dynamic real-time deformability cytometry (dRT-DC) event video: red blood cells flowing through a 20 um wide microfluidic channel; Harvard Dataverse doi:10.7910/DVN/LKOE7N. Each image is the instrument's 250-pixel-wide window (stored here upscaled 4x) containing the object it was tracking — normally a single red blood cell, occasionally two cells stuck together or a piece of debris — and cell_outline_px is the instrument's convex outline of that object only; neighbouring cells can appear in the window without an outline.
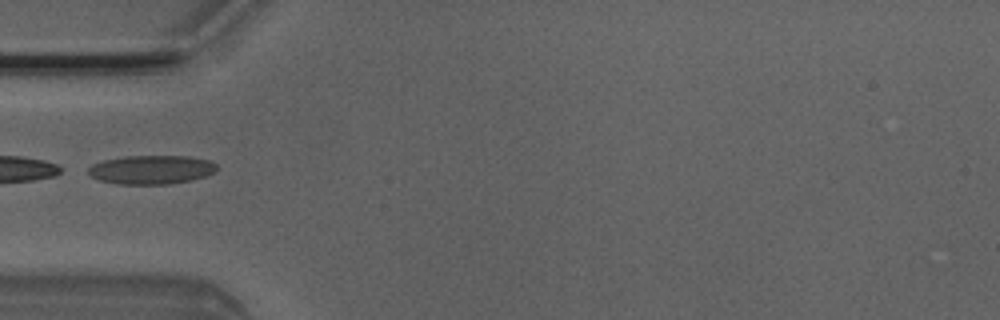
{"species": "Egyptian fruit bat (a non-hibernating species)", "species_latin": "Rousettus aegyptiacus", "temperature_condition": "room temperature", "stored_images_in_passage": 3, "camera_frame_rate_fps": 3000, "um_per_image_px": 0.085, "animal": {"sex": "male"}, "frame": {"image": 1, "passage_image": 2, "time_ms": 0.333, "image_size_px": [1000, 320], "cell_outline_px": [[216, 172], [192, 180], [168, 184], [116, 184], [100, 180], [92, 176], [88, 172], [88, 168], [92, 164], [104, 160], [124, 156], [188, 156], [208, 160], [216, 164]], "centroid_in_image_um": [12.86, 14.42], "position_along_channel_um": 72.1, "area_um2": 21.56}}